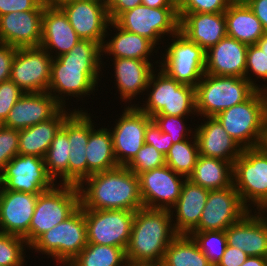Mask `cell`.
<instances>
[{
    "label": "cell",
    "mask_w": 267,
    "mask_h": 266,
    "mask_svg": "<svg viewBox=\"0 0 267 266\" xmlns=\"http://www.w3.org/2000/svg\"><path fill=\"white\" fill-rule=\"evenodd\" d=\"M87 244L85 216L80 206L65 221L42 234L29 249L40 257L46 255L59 266H67Z\"/></svg>",
    "instance_id": "obj_6"
},
{
    "label": "cell",
    "mask_w": 267,
    "mask_h": 266,
    "mask_svg": "<svg viewBox=\"0 0 267 266\" xmlns=\"http://www.w3.org/2000/svg\"><path fill=\"white\" fill-rule=\"evenodd\" d=\"M57 183L48 174L44 158L16 155L0 172V186L5 190L41 194Z\"/></svg>",
    "instance_id": "obj_13"
},
{
    "label": "cell",
    "mask_w": 267,
    "mask_h": 266,
    "mask_svg": "<svg viewBox=\"0 0 267 266\" xmlns=\"http://www.w3.org/2000/svg\"><path fill=\"white\" fill-rule=\"evenodd\" d=\"M249 211L233 184L210 190L199 224L191 232L225 231Z\"/></svg>",
    "instance_id": "obj_17"
},
{
    "label": "cell",
    "mask_w": 267,
    "mask_h": 266,
    "mask_svg": "<svg viewBox=\"0 0 267 266\" xmlns=\"http://www.w3.org/2000/svg\"><path fill=\"white\" fill-rule=\"evenodd\" d=\"M245 78L257 90H262L267 85V56L256 44L249 45L247 48ZM257 81L260 85L256 83Z\"/></svg>",
    "instance_id": "obj_42"
},
{
    "label": "cell",
    "mask_w": 267,
    "mask_h": 266,
    "mask_svg": "<svg viewBox=\"0 0 267 266\" xmlns=\"http://www.w3.org/2000/svg\"><path fill=\"white\" fill-rule=\"evenodd\" d=\"M27 248V249H26ZM21 236L0 232V264L2 266H26V250H30ZM26 255V256H25Z\"/></svg>",
    "instance_id": "obj_39"
},
{
    "label": "cell",
    "mask_w": 267,
    "mask_h": 266,
    "mask_svg": "<svg viewBox=\"0 0 267 266\" xmlns=\"http://www.w3.org/2000/svg\"><path fill=\"white\" fill-rule=\"evenodd\" d=\"M47 4L40 0H0V16L15 11L44 10Z\"/></svg>",
    "instance_id": "obj_48"
},
{
    "label": "cell",
    "mask_w": 267,
    "mask_h": 266,
    "mask_svg": "<svg viewBox=\"0 0 267 266\" xmlns=\"http://www.w3.org/2000/svg\"><path fill=\"white\" fill-rule=\"evenodd\" d=\"M38 194L0 186V232L21 236L30 247V223Z\"/></svg>",
    "instance_id": "obj_20"
},
{
    "label": "cell",
    "mask_w": 267,
    "mask_h": 266,
    "mask_svg": "<svg viewBox=\"0 0 267 266\" xmlns=\"http://www.w3.org/2000/svg\"><path fill=\"white\" fill-rule=\"evenodd\" d=\"M230 4H245L248 5L252 0H229Z\"/></svg>",
    "instance_id": "obj_58"
},
{
    "label": "cell",
    "mask_w": 267,
    "mask_h": 266,
    "mask_svg": "<svg viewBox=\"0 0 267 266\" xmlns=\"http://www.w3.org/2000/svg\"><path fill=\"white\" fill-rule=\"evenodd\" d=\"M61 108L49 92H27L15 103L3 126L22 130L51 119Z\"/></svg>",
    "instance_id": "obj_25"
},
{
    "label": "cell",
    "mask_w": 267,
    "mask_h": 266,
    "mask_svg": "<svg viewBox=\"0 0 267 266\" xmlns=\"http://www.w3.org/2000/svg\"><path fill=\"white\" fill-rule=\"evenodd\" d=\"M227 245L248 256L267 257V212L249 211L226 230Z\"/></svg>",
    "instance_id": "obj_21"
},
{
    "label": "cell",
    "mask_w": 267,
    "mask_h": 266,
    "mask_svg": "<svg viewBox=\"0 0 267 266\" xmlns=\"http://www.w3.org/2000/svg\"><path fill=\"white\" fill-rule=\"evenodd\" d=\"M177 235L169 210L138 209L126 249L128 265L162 262L166 248Z\"/></svg>",
    "instance_id": "obj_3"
},
{
    "label": "cell",
    "mask_w": 267,
    "mask_h": 266,
    "mask_svg": "<svg viewBox=\"0 0 267 266\" xmlns=\"http://www.w3.org/2000/svg\"><path fill=\"white\" fill-rule=\"evenodd\" d=\"M155 60L110 58V61L113 63L110 64L109 62L108 64L113 66L112 69L114 72L111 78L113 76V79H115L113 82V84H115L114 89H117L116 91L120 96H118V98L121 102H124V106H137L140 103V99L143 101L150 75L159 67L160 60H157V58ZM137 99H139V101H137Z\"/></svg>",
    "instance_id": "obj_16"
},
{
    "label": "cell",
    "mask_w": 267,
    "mask_h": 266,
    "mask_svg": "<svg viewBox=\"0 0 267 266\" xmlns=\"http://www.w3.org/2000/svg\"><path fill=\"white\" fill-rule=\"evenodd\" d=\"M142 4L150 8L177 7V0H142Z\"/></svg>",
    "instance_id": "obj_53"
},
{
    "label": "cell",
    "mask_w": 267,
    "mask_h": 266,
    "mask_svg": "<svg viewBox=\"0 0 267 266\" xmlns=\"http://www.w3.org/2000/svg\"><path fill=\"white\" fill-rule=\"evenodd\" d=\"M166 165L165 155L150 144H144L133 160L126 166L137 176L142 172Z\"/></svg>",
    "instance_id": "obj_43"
},
{
    "label": "cell",
    "mask_w": 267,
    "mask_h": 266,
    "mask_svg": "<svg viewBox=\"0 0 267 266\" xmlns=\"http://www.w3.org/2000/svg\"><path fill=\"white\" fill-rule=\"evenodd\" d=\"M240 266H267V257L248 256Z\"/></svg>",
    "instance_id": "obj_55"
},
{
    "label": "cell",
    "mask_w": 267,
    "mask_h": 266,
    "mask_svg": "<svg viewBox=\"0 0 267 266\" xmlns=\"http://www.w3.org/2000/svg\"><path fill=\"white\" fill-rule=\"evenodd\" d=\"M151 118L163 133L171 136L173 144L192 138L195 135L194 125L192 128V125L186 123L187 119L192 122L193 117L156 114Z\"/></svg>",
    "instance_id": "obj_41"
},
{
    "label": "cell",
    "mask_w": 267,
    "mask_h": 266,
    "mask_svg": "<svg viewBox=\"0 0 267 266\" xmlns=\"http://www.w3.org/2000/svg\"><path fill=\"white\" fill-rule=\"evenodd\" d=\"M80 206L92 210H128L143 208L139 177L126 166L93 173L79 185Z\"/></svg>",
    "instance_id": "obj_2"
},
{
    "label": "cell",
    "mask_w": 267,
    "mask_h": 266,
    "mask_svg": "<svg viewBox=\"0 0 267 266\" xmlns=\"http://www.w3.org/2000/svg\"><path fill=\"white\" fill-rule=\"evenodd\" d=\"M145 144L154 146L158 151L166 155L173 145L171 136L163 133L156 123L151 120L145 131Z\"/></svg>",
    "instance_id": "obj_47"
},
{
    "label": "cell",
    "mask_w": 267,
    "mask_h": 266,
    "mask_svg": "<svg viewBox=\"0 0 267 266\" xmlns=\"http://www.w3.org/2000/svg\"><path fill=\"white\" fill-rule=\"evenodd\" d=\"M134 266H164V265L160 262V263H143V264H137Z\"/></svg>",
    "instance_id": "obj_60"
},
{
    "label": "cell",
    "mask_w": 267,
    "mask_h": 266,
    "mask_svg": "<svg viewBox=\"0 0 267 266\" xmlns=\"http://www.w3.org/2000/svg\"><path fill=\"white\" fill-rule=\"evenodd\" d=\"M114 22L120 28L143 36L158 46L161 43L164 45L165 39L179 31L180 19L177 7L150 8L140 4L122 12Z\"/></svg>",
    "instance_id": "obj_11"
},
{
    "label": "cell",
    "mask_w": 267,
    "mask_h": 266,
    "mask_svg": "<svg viewBox=\"0 0 267 266\" xmlns=\"http://www.w3.org/2000/svg\"><path fill=\"white\" fill-rule=\"evenodd\" d=\"M248 258L242 250L226 246L221 260L216 266H240Z\"/></svg>",
    "instance_id": "obj_51"
},
{
    "label": "cell",
    "mask_w": 267,
    "mask_h": 266,
    "mask_svg": "<svg viewBox=\"0 0 267 266\" xmlns=\"http://www.w3.org/2000/svg\"><path fill=\"white\" fill-rule=\"evenodd\" d=\"M73 111L62 107L51 119L19 130L18 153L44 158L56 133Z\"/></svg>",
    "instance_id": "obj_31"
},
{
    "label": "cell",
    "mask_w": 267,
    "mask_h": 266,
    "mask_svg": "<svg viewBox=\"0 0 267 266\" xmlns=\"http://www.w3.org/2000/svg\"><path fill=\"white\" fill-rule=\"evenodd\" d=\"M52 3L64 12L80 39L103 45L111 22L106 4L95 1Z\"/></svg>",
    "instance_id": "obj_19"
},
{
    "label": "cell",
    "mask_w": 267,
    "mask_h": 266,
    "mask_svg": "<svg viewBox=\"0 0 267 266\" xmlns=\"http://www.w3.org/2000/svg\"><path fill=\"white\" fill-rule=\"evenodd\" d=\"M179 31L207 51L227 36L225 12L178 13Z\"/></svg>",
    "instance_id": "obj_29"
},
{
    "label": "cell",
    "mask_w": 267,
    "mask_h": 266,
    "mask_svg": "<svg viewBox=\"0 0 267 266\" xmlns=\"http://www.w3.org/2000/svg\"><path fill=\"white\" fill-rule=\"evenodd\" d=\"M79 207L77 185L56 184L39 194L30 223V246L42 234L69 218Z\"/></svg>",
    "instance_id": "obj_9"
},
{
    "label": "cell",
    "mask_w": 267,
    "mask_h": 266,
    "mask_svg": "<svg viewBox=\"0 0 267 266\" xmlns=\"http://www.w3.org/2000/svg\"><path fill=\"white\" fill-rule=\"evenodd\" d=\"M25 92L11 79L0 83V125H3L15 103Z\"/></svg>",
    "instance_id": "obj_46"
},
{
    "label": "cell",
    "mask_w": 267,
    "mask_h": 266,
    "mask_svg": "<svg viewBox=\"0 0 267 266\" xmlns=\"http://www.w3.org/2000/svg\"><path fill=\"white\" fill-rule=\"evenodd\" d=\"M89 113V141L86 147L87 177L118 167L114 154L113 140L109 128L96 127V122ZM96 128V129H95Z\"/></svg>",
    "instance_id": "obj_32"
},
{
    "label": "cell",
    "mask_w": 267,
    "mask_h": 266,
    "mask_svg": "<svg viewBox=\"0 0 267 266\" xmlns=\"http://www.w3.org/2000/svg\"><path fill=\"white\" fill-rule=\"evenodd\" d=\"M104 71L102 46L95 41L80 39L69 52L53 58L48 92L62 107L85 111L84 107L77 109L72 104L70 108L68 100L76 98L74 102L81 100L84 104L82 100L90 99L87 97H91V94L95 96Z\"/></svg>",
    "instance_id": "obj_1"
},
{
    "label": "cell",
    "mask_w": 267,
    "mask_h": 266,
    "mask_svg": "<svg viewBox=\"0 0 267 266\" xmlns=\"http://www.w3.org/2000/svg\"><path fill=\"white\" fill-rule=\"evenodd\" d=\"M215 117L242 149L256 147L266 121L262 90H256L246 101L224 110Z\"/></svg>",
    "instance_id": "obj_10"
},
{
    "label": "cell",
    "mask_w": 267,
    "mask_h": 266,
    "mask_svg": "<svg viewBox=\"0 0 267 266\" xmlns=\"http://www.w3.org/2000/svg\"><path fill=\"white\" fill-rule=\"evenodd\" d=\"M166 42L161 47L164 52L161 49L159 53V68L177 82L195 88L205 74L206 51L180 31Z\"/></svg>",
    "instance_id": "obj_7"
},
{
    "label": "cell",
    "mask_w": 267,
    "mask_h": 266,
    "mask_svg": "<svg viewBox=\"0 0 267 266\" xmlns=\"http://www.w3.org/2000/svg\"><path fill=\"white\" fill-rule=\"evenodd\" d=\"M143 103L137 105L150 117L156 114L197 117L195 88L170 78L159 67L150 75Z\"/></svg>",
    "instance_id": "obj_4"
},
{
    "label": "cell",
    "mask_w": 267,
    "mask_h": 266,
    "mask_svg": "<svg viewBox=\"0 0 267 266\" xmlns=\"http://www.w3.org/2000/svg\"><path fill=\"white\" fill-rule=\"evenodd\" d=\"M74 1H95L107 5L108 0H52V2H74Z\"/></svg>",
    "instance_id": "obj_57"
},
{
    "label": "cell",
    "mask_w": 267,
    "mask_h": 266,
    "mask_svg": "<svg viewBox=\"0 0 267 266\" xmlns=\"http://www.w3.org/2000/svg\"><path fill=\"white\" fill-rule=\"evenodd\" d=\"M52 61L40 46L17 48L10 79L25 93L48 92Z\"/></svg>",
    "instance_id": "obj_15"
},
{
    "label": "cell",
    "mask_w": 267,
    "mask_h": 266,
    "mask_svg": "<svg viewBox=\"0 0 267 266\" xmlns=\"http://www.w3.org/2000/svg\"><path fill=\"white\" fill-rule=\"evenodd\" d=\"M164 266H213L188 234H178L166 248Z\"/></svg>",
    "instance_id": "obj_35"
},
{
    "label": "cell",
    "mask_w": 267,
    "mask_h": 266,
    "mask_svg": "<svg viewBox=\"0 0 267 266\" xmlns=\"http://www.w3.org/2000/svg\"><path fill=\"white\" fill-rule=\"evenodd\" d=\"M19 130L0 125V172L18 155Z\"/></svg>",
    "instance_id": "obj_45"
},
{
    "label": "cell",
    "mask_w": 267,
    "mask_h": 266,
    "mask_svg": "<svg viewBox=\"0 0 267 266\" xmlns=\"http://www.w3.org/2000/svg\"><path fill=\"white\" fill-rule=\"evenodd\" d=\"M142 4V0H108L107 10L111 21H114L122 12L133 9Z\"/></svg>",
    "instance_id": "obj_50"
},
{
    "label": "cell",
    "mask_w": 267,
    "mask_h": 266,
    "mask_svg": "<svg viewBox=\"0 0 267 266\" xmlns=\"http://www.w3.org/2000/svg\"><path fill=\"white\" fill-rule=\"evenodd\" d=\"M233 185L250 211H266L267 155L257 147L243 149L233 163Z\"/></svg>",
    "instance_id": "obj_8"
},
{
    "label": "cell",
    "mask_w": 267,
    "mask_h": 266,
    "mask_svg": "<svg viewBox=\"0 0 267 266\" xmlns=\"http://www.w3.org/2000/svg\"><path fill=\"white\" fill-rule=\"evenodd\" d=\"M229 0H177L178 13H223Z\"/></svg>",
    "instance_id": "obj_44"
},
{
    "label": "cell",
    "mask_w": 267,
    "mask_h": 266,
    "mask_svg": "<svg viewBox=\"0 0 267 266\" xmlns=\"http://www.w3.org/2000/svg\"><path fill=\"white\" fill-rule=\"evenodd\" d=\"M44 10L11 12L0 16V43L10 46L39 47Z\"/></svg>",
    "instance_id": "obj_23"
},
{
    "label": "cell",
    "mask_w": 267,
    "mask_h": 266,
    "mask_svg": "<svg viewBox=\"0 0 267 266\" xmlns=\"http://www.w3.org/2000/svg\"><path fill=\"white\" fill-rule=\"evenodd\" d=\"M262 153L267 155V121L264 122L260 137L256 146Z\"/></svg>",
    "instance_id": "obj_54"
},
{
    "label": "cell",
    "mask_w": 267,
    "mask_h": 266,
    "mask_svg": "<svg viewBox=\"0 0 267 266\" xmlns=\"http://www.w3.org/2000/svg\"><path fill=\"white\" fill-rule=\"evenodd\" d=\"M123 108L120 116L116 115L119 118L115 119V124L109 128L119 166H127L145 144L147 124L152 120L138 106Z\"/></svg>",
    "instance_id": "obj_14"
},
{
    "label": "cell",
    "mask_w": 267,
    "mask_h": 266,
    "mask_svg": "<svg viewBox=\"0 0 267 266\" xmlns=\"http://www.w3.org/2000/svg\"><path fill=\"white\" fill-rule=\"evenodd\" d=\"M143 207L167 209L177 202L186 178L164 165L138 175Z\"/></svg>",
    "instance_id": "obj_18"
},
{
    "label": "cell",
    "mask_w": 267,
    "mask_h": 266,
    "mask_svg": "<svg viewBox=\"0 0 267 266\" xmlns=\"http://www.w3.org/2000/svg\"><path fill=\"white\" fill-rule=\"evenodd\" d=\"M227 36L254 45L265 34L260 20L245 4H230L225 11Z\"/></svg>",
    "instance_id": "obj_33"
},
{
    "label": "cell",
    "mask_w": 267,
    "mask_h": 266,
    "mask_svg": "<svg viewBox=\"0 0 267 266\" xmlns=\"http://www.w3.org/2000/svg\"><path fill=\"white\" fill-rule=\"evenodd\" d=\"M70 150L68 134L61 127L44 157L47 172L57 184H68V159Z\"/></svg>",
    "instance_id": "obj_36"
},
{
    "label": "cell",
    "mask_w": 267,
    "mask_h": 266,
    "mask_svg": "<svg viewBox=\"0 0 267 266\" xmlns=\"http://www.w3.org/2000/svg\"><path fill=\"white\" fill-rule=\"evenodd\" d=\"M188 235L193 238L210 263L216 266L227 246L225 231L190 232Z\"/></svg>",
    "instance_id": "obj_40"
},
{
    "label": "cell",
    "mask_w": 267,
    "mask_h": 266,
    "mask_svg": "<svg viewBox=\"0 0 267 266\" xmlns=\"http://www.w3.org/2000/svg\"><path fill=\"white\" fill-rule=\"evenodd\" d=\"M67 266H129L126 251L117 246L87 244Z\"/></svg>",
    "instance_id": "obj_37"
},
{
    "label": "cell",
    "mask_w": 267,
    "mask_h": 266,
    "mask_svg": "<svg viewBox=\"0 0 267 266\" xmlns=\"http://www.w3.org/2000/svg\"><path fill=\"white\" fill-rule=\"evenodd\" d=\"M187 179L209 190L224 189L233 184V164L199 155L193 172Z\"/></svg>",
    "instance_id": "obj_34"
},
{
    "label": "cell",
    "mask_w": 267,
    "mask_h": 266,
    "mask_svg": "<svg viewBox=\"0 0 267 266\" xmlns=\"http://www.w3.org/2000/svg\"><path fill=\"white\" fill-rule=\"evenodd\" d=\"M256 90L245 77L205 73L195 87L197 117H215L246 101Z\"/></svg>",
    "instance_id": "obj_5"
},
{
    "label": "cell",
    "mask_w": 267,
    "mask_h": 266,
    "mask_svg": "<svg viewBox=\"0 0 267 266\" xmlns=\"http://www.w3.org/2000/svg\"><path fill=\"white\" fill-rule=\"evenodd\" d=\"M256 45L261 48V50L267 56V33H265L256 43Z\"/></svg>",
    "instance_id": "obj_56"
},
{
    "label": "cell",
    "mask_w": 267,
    "mask_h": 266,
    "mask_svg": "<svg viewBox=\"0 0 267 266\" xmlns=\"http://www.w3.org/2000/svg\"><path fill=\"white\" fill-rule=\"evenodd\" d=\"M262 92L265 98V111H266V121H267V85L265 86V88L262 89Z\"/></svg>",
    "instance_id": "obj_59"
},
{
    "label": "cell",
    "mask_w": 267,
    "mask_h": 266,
    "mask_svg": "<svg viewBox=\"0 0 267 266\" xmlns=\"http://www.w3.org/2000/svg\"><path fill=\"white\" fill-rule=\"evenodd\" d=\"M248 6L260 20L265 33H267V0H252Z\"/></svg>",
    "instance_id": "obj_52"
},
{
    "label": "cell",
    "mask_w": 267,
    "mask_h": 266,
    "mask_svg": "<svg viewBox=\"0 0 267 266\" xmlns=\"http://www.w3.org/2000/svg\"><path fill=\"white\" fill-rule=\"evenodd\" d=\"M199 156V147L196 136L175 143L165 155V163L177 174L186 179L192 174Z\"/></svg>",
    "instance_id": "obj_38"
},
{
    "label": "cell",
    "mask_w": 267,
    "mask_h": 266,
    "mask_svg": "<svg viewBox=\"0 0 267 266\" xmlns=\"http://www.w3.org/2000/svg\"><path fill=\"white\" fill-rule=\"evenodd\" d=\"M80 41L64 12L52 2L48 3L42 17L40 47L52 58L69 52Z\"/></svg>",
    "instance_id": "obj_26"
},
{
    "label": "cell",
    "mask_w": 267,
    "mask_h": 266,
    "mask_svg": "<svg viewBox=\"0 0 267 266\" xmlns=\"http://www.w3.org/2000/svg\"><path fill=\"white\" fill-rule=\"evenodd\" d=\"M42 3H51L52 0H40Z\"/></svg>",
    "instance_id": "obj_61"
},
{
    "label": "cell",
    "mask_w": 267,
    "mask_h": 266,
    "mask_svg": "<svg viewBox=\"0 0 267 266\" xmlns=\"http://www.w3.org/2000/svg\"><path fill=\"white\" fill-rule=\"evenodd\" d=\"M88 244L128 247L135 211L83 209Z\"/></svg>",
    "instance_id": "obj_12"
},
{
    "label": "cell",
    "mask_w": 267,
    "mask_h": 266,
    "mask_svg": "<svg viewBox=\"0 0 267 266\" xmlns=\"http://www.w3.org/2000/svg\"><path fill=\"white\" fill-rule=\"evenodd\" d=\"M199 117L200 125L195 124V136L199 155L234 161L241 155L242 148L232 139L216 117Z\"/></svg>",
    "instance_id": "obj_27"
},
{
    "label": "cell",
    "mask_w": 267,
    "mask_h": 266,
    "mask_svg": "<svg viewBox=\"0 0 267 266\" xmlns=\"http://www.w3.org/2000/svg\"><path fill=\"white\" fill-rule=\"evenodd\" d=\"M17 47L0 43V83L10 79Z\"/></svg>",
    "instance_id": "obj_49"
},
{
    "label": "cell",
    "mask_w": 267,
    "mask_h": 266,
    "mask_svg": "<svg viewBox=\"0 0 267 266\" xmlns=\"http://www.w3.org/2000/svg\"><path fill=\"white\" fill-rule=\"evenodd\" d=\"M73 111L62 128L68 134L70 152L68 159V184L79 185L87 178L86 147L89 141V111Z\"/></svg>",
    "instance_id": "obj_22"
},
{
    "label": "cell",
    "mask_w": 267,
    "mask_h": 266,
    "mask_svg": "<svg viewBox=\"0 0 267 266\" xmlns=\"http://www.w3.org/2000/svg\"><path fill=\"white\" fill-rule=\"evenodd\" d=\"M248 45L224 37L206 51L205 73L217 76L245 77Z\"/></svg>",
    "instance_id": "obj_28"
},
{
    "label": "cell",
    "mask_w": 267,
    "mask_h": 266,
    "mask_svg": "<svg viewBox=\"0 0 267 266\" xmlns=\"http://www.w3.org/2000/svg\"><path fill=\"white\" fill-rule=\"evenodd\" d=\"M209 191L189 179L183 182L179 199L169 210L178 234H189L199 224Z\"/></svg>",
    "instance_id": "obj_30"
},
{
    "label": "cell",
    "mask_w": 267,
    "mask_h": 266,
    "mask_svg": "<svg viewBox=\"0 0 267 266\" xmlns=\"http://www.w3.org/2000/svg\"><path fill=\"white\" fill-rule=\"evenodd\" d=\"M160 48V46L157 47L149 39L137 35L136 33L126 31L120 28L114 21H111L106 31L104 43L102 45L103 69H105V66L108 65L106 61L104 62V58L106 57L108 58V60L109 58L154 60L152 59L156 58L154 56V53H156L155 55H157V52L159 53Z\"/></svg>",
    "instance_id": "obj_24"
}]
</instances>
